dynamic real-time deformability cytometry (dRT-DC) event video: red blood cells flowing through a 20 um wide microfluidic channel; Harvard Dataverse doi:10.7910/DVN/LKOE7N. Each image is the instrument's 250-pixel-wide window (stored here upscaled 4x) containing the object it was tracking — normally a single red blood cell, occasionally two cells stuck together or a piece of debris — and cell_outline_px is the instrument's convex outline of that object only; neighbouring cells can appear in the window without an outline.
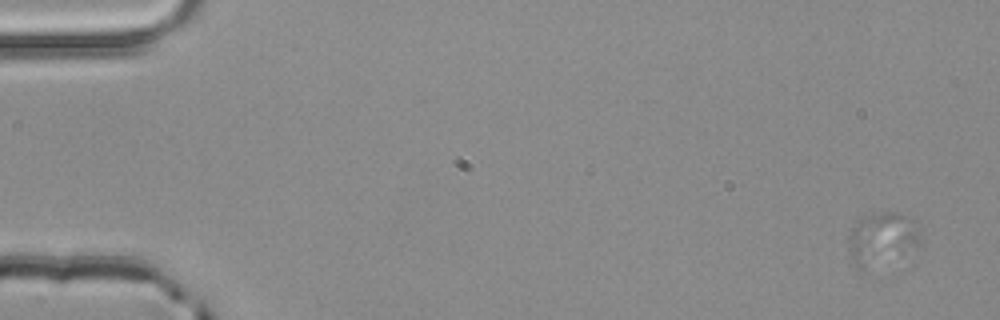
{"species": "common noctule bat (a hibernating species)", "species_latin": "Nyctalus noctula", "temperature_condition": "room temperature", "stored_images_in_passage": 4, "camera_frame_rate_fps": 3000, "um_per_image_px": 0.085, "animal": {"sex": "male", "body_mass_g": 20.4}, "frame": {"image": 1, "passage_image": 1, "time_ms": 0.0, "image_size_px": [1000, 320], "cell_outline_px": [[920, 240], [916, 244], [868, 276], [856, 268], [852, 256], [848, 236], [852, 228], [864, 216], [880, 212], [896, 212], [920, 220]], "centroid_in_image_um": [74.97, 20.35], "position_along_channel_um": 10.0, "area_um2": 22.77}}
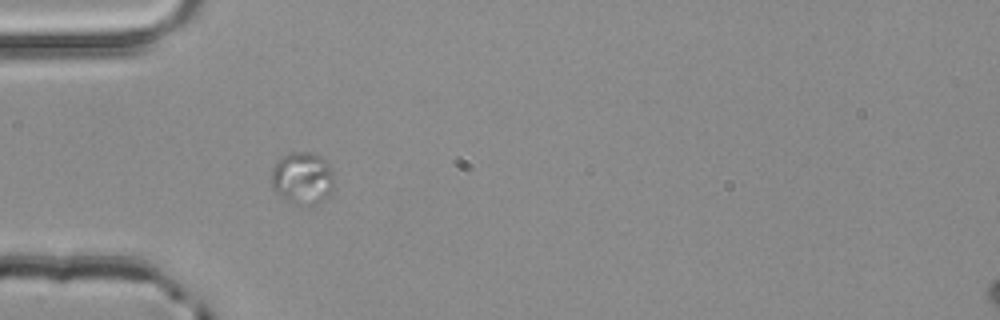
{"frame": {"image": 2, "passage_image": 4, "time_ms": 1.0, "image_size_px": [1000, 320], "cell_outline_px": [[332, 184], [328, 196], [312, 208], [296, 208], [288, 204], [272, 188], [272, 168], [288, 152], [308, 152], [320, 156], [328, 164], [332, 172]], "centroid_in_image_um": [25.68, 15.24], "position_along_channel_um": 59.3, "area_um2": 19.54}}